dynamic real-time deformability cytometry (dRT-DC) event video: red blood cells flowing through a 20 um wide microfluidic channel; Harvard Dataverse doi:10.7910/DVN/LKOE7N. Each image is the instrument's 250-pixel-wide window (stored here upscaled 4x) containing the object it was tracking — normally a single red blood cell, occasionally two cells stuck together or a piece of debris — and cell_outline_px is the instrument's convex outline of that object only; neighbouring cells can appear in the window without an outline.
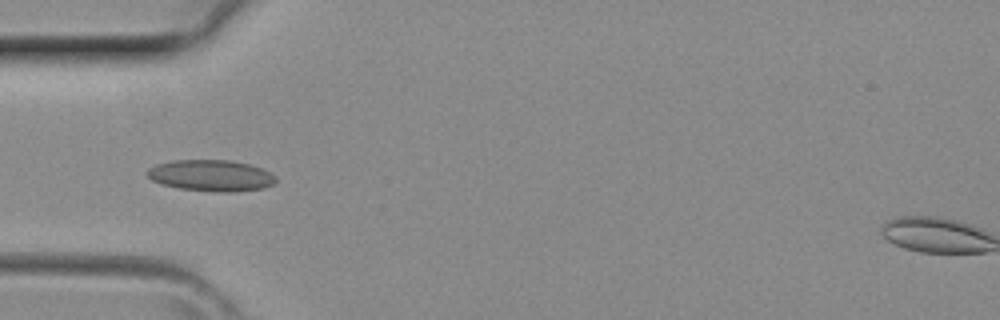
{"species": "common noctule bat (a hibernating species)", "species_latin": "Nyctalus noctula", "temperature_condition": "room temperature", "stored_images_in_passage": 2, "camera_frame_rate_fps": 3000, "um_per_image_px": 0.085, "animal": {"sex": "female", "body_mass_g": 29.2, "forearm_length_mm": 56.3}, "frame": {"image": 1, "passage_image": 2, "time_ms": 0.333, "image_size_px": [1000, 320], "cell_outline_px": [[276, 180], [272, 184], [264, 188], [232, 192], [216, 192], [180, 188], [164, 184], [152, 180], [144, 172], [148, 168], [156, 164], [172, 160], [232, 160], [248, 164], [260, 168], [276, 176]], "centroid_in_image_um": [17.92, 14.91], "position_along_channel_um": 67.1, "area_um2": 23.41}}